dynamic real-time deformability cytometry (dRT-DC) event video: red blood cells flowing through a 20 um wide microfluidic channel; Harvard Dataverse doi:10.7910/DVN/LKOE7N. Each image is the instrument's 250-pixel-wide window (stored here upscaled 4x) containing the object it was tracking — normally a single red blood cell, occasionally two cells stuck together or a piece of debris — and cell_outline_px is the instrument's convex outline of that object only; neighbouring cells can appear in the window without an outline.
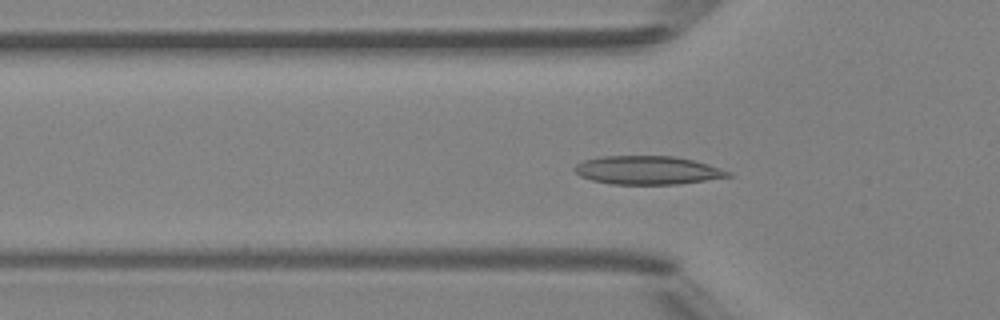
{"species": "Egyptian fruit bat (a non-hibernating species)", "species_latin": "Rousettus aegyptiacus", "temperature_condition": "room temperature", "stored_images_in_passage": 37, "segment_of_instrument_passage": [1, 2], "camera_frame_rate_fps": 3000, "um_per_image_px": 0.085, "animal": {"sex": "female"}, "frame": {"image": 1, "passage_image": 4, "time_ms": 1.0, "image_size_px": [1000, 320], "cell_outline_px": [[732, 176], [676, 184], [612, 184], [592, 180], [580, 176], [572, 168], [576, 164], [584, 160], [600, 156], [672, 156], [692, 160], [708, 164], [732, 172]], "centroid_in_image_um": [55.01, 14.46], "position_along_channel_um": 70.8, "area_um2": 25.32}}
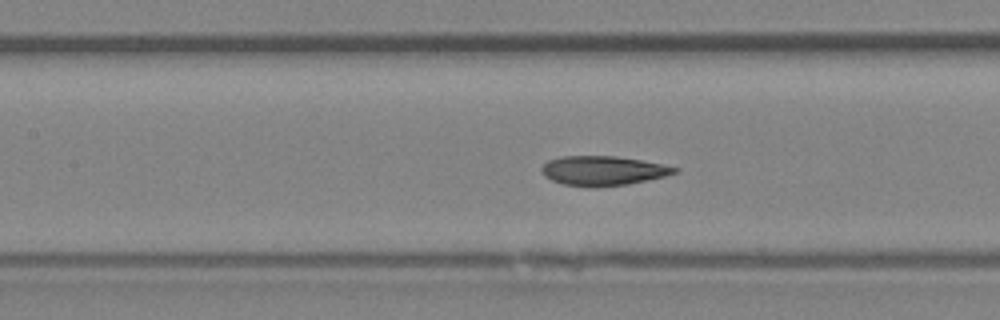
{"frame": {"image": 2, "passage_image": 10, "time_ms": 3.0, "image_size_px": [1000, 320], "cell_outline_px": [[680, 172], [664, 176], [628, 184], [596, 188], [592, 188], [564, 184], [552, 180], [544, 176], [540, 168], [548, 160], [560, 156], [616, 156], [640, 160], [680, 168]], "centroid_in_image_um": [51.24, 14.52], "position_along_channel_um": 156.2, "area_um2": 22.95}}
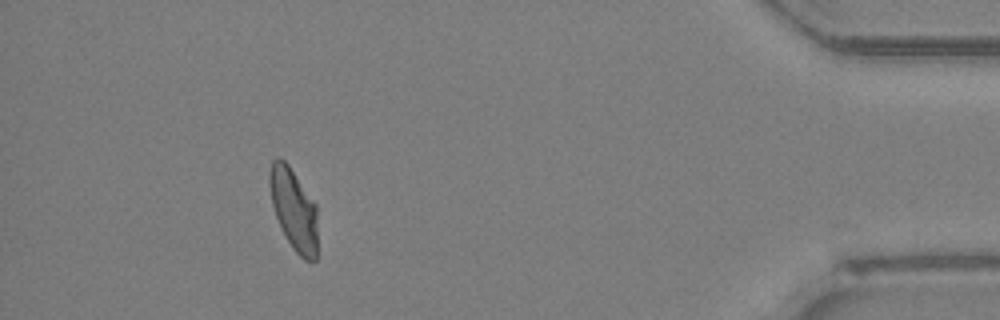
{"frame": {"image": 3, "passage_image": 32, "time_ms": 10.333, "image_size_px": [1000, 320], "cell_outline_px": [[316, 260], [304, 260], [292, 248], [276, 216], [272, 204], [268, 184], [268, 172], [272, 160], [276, 156], [280, 156], [288, 164], [316, 204]], "centroid_in_image_um": [24.93, 17.72], "position_along_channel_um": 410.3, "area_um2": 22.72}}